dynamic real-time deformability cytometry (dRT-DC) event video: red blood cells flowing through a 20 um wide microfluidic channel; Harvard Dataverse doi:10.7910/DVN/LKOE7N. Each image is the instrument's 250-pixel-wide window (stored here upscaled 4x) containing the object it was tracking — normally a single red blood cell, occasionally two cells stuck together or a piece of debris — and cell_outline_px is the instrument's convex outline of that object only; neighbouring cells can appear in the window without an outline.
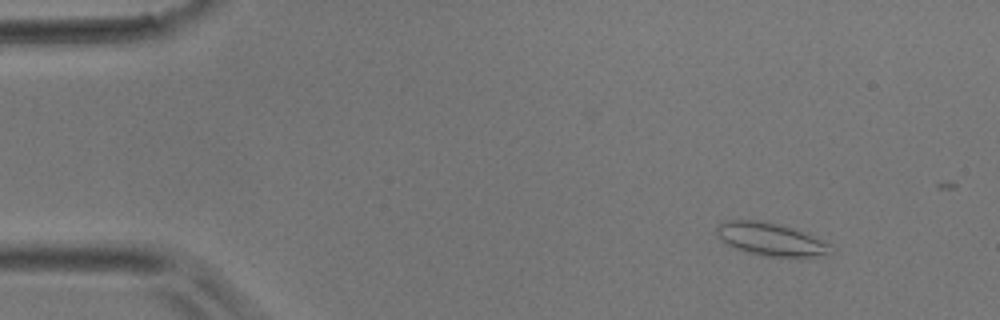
{"species": "common noctule bat (a hibernating species)", "species_latin": "Nyctalus noctula", "temperature_condition": "room temperature", "stored_images_in_passage": 3, "camera_frame_rate_fps": 3000, "um_per_image_px": 0.085, "animal": {"sex": "male", "body_mass_g": 17.9}, "frame": {"image": 1, "passage_image": 1, "time_ms": 0.0, "image_size_px": [1000, 320], "cell_outline_px": [[832, 256], [800, 260], [760, 256], [736, 248], [720, 240], [716, 232], [716, 228], [724, 220], [756, 220], [776, 224], [808, 232], [832, 244]], "centroid_in_image_um": [65.68, 20.41], "position_along_channel_um": 19.3, "area_um2": 23.06}}